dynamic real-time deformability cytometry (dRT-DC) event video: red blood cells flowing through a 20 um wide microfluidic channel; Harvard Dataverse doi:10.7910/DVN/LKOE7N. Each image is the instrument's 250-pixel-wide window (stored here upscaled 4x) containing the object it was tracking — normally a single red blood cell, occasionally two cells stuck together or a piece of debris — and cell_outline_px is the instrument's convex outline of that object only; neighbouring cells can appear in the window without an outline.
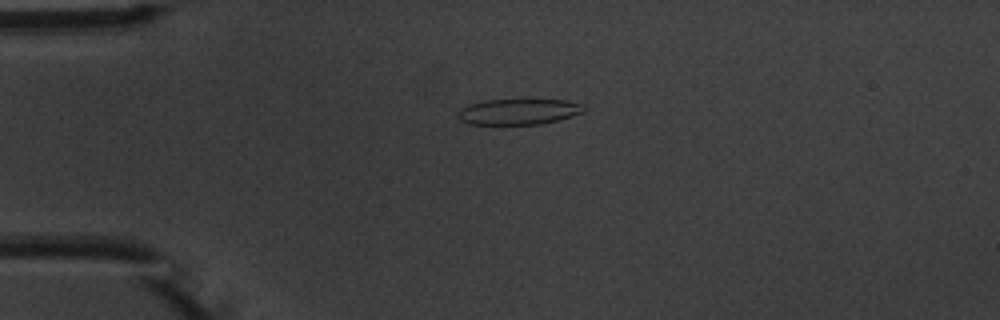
{"species": "common noctule bat (a hibernating species)", "species_latin": "Nyctalus noctula", "temperature_condition": "warm", "stored_images_in_passage": 5, "camera_frame_rate_fps": 3000, "um_per_image_px": 0.085, "animal": {"sex": "male", "body_mass_g": 20.1, "forearm_length_mm": 53.5}, "frame": {"image": 1, "passage_image": 4, "time_ms": 3.333, "image_size_px": [1000, 320], "cell_outline_px": [[584, 112], [572, 116], [540, 124], [468, 124], [460, 120], [456, 116], [456, 112], [460, 108], [468, 104], [484, 100], [568, 100], [584, 104]], "centroid_in_image_um": [44.04, 9.49], "position_along_channel_um": 41.0, "area_um2": 19.02}}